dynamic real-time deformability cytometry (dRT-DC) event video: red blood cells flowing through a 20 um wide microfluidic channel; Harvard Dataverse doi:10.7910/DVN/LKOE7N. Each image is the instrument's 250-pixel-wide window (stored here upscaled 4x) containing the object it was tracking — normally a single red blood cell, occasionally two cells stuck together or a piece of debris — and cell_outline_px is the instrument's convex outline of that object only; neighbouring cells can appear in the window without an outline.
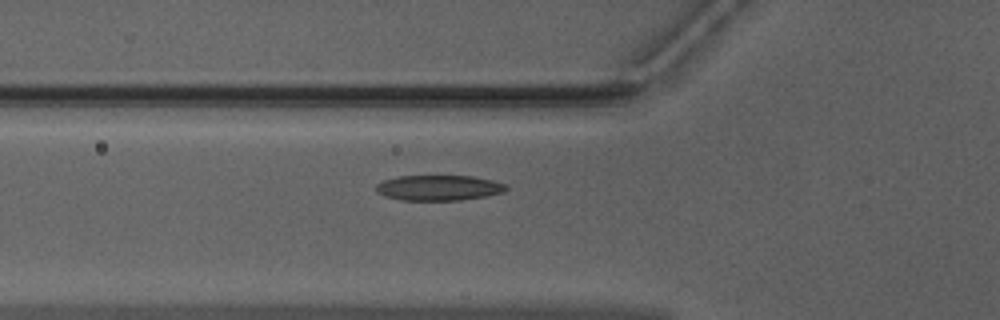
{"species": "Egyptian fruit bat (a non-hibernating species)", "species_latin": "Rousettus aegyptiacus", "temperature_condition": "warm", "stored_images_in_passage": 32, "camera_frame_rate_fps": 3000, "um_per_image_px": 0.085, "animal": {"sex": "male"}, "frame": {"image": 1, "passage_image": 3, "time_ms": 0.667, "image_size_px": [1000, 320], "cell_outline_px": [[508, 188], [504, 192], [484, 196], [460, 200], [400, 200], [384, 196], [376, 192], [376, 184], [384, 180], [396, 176], [472, 176], [492, 180], [504, 184]], "centroid_in_image_um": [37.25, 15.96], "position_along_channel_um": 88.5, "area_um2": 19.19}}
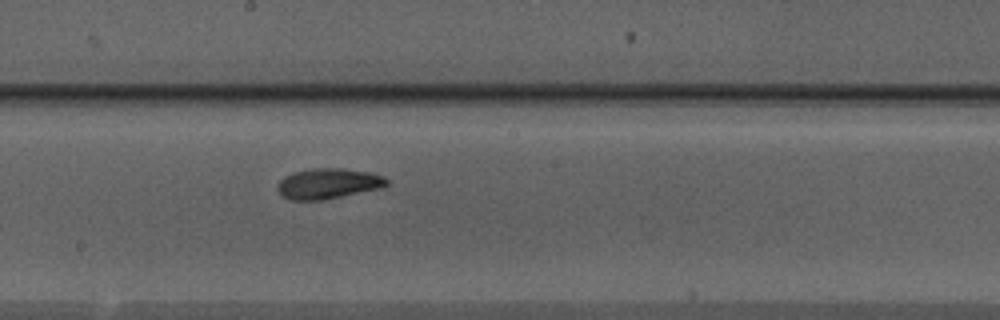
{"frame": {"image": 2, "passage_image": 13, "time_ms": 4.0, "image_size_px": [1000, 320], "cell_outline_px": [[388, 184], [384, 188], [324, 200], [292, 200], [284, 196], [276, 188], [280, 180], [284, 176], [296, 172], [312, 168], [344, 168], [372, 172], [384, 176], [388, 180]], "centroid_in_image_um": [27.96, 15.6], "position_along_channel_um": 220.2, "area_um2": 19.59}}
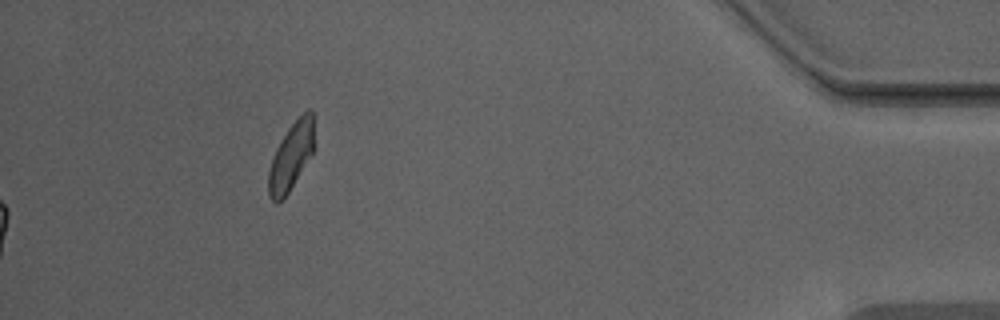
{"frame": {"image": 3, "passage_image": 32, "time_ms": 10.333, "image_size_px": [1000, 320], "cell_outline_px": [[312, 152], [288, 192], [276, 204], [268, 196], [268, 172], [276, 148], [280, 140], [288, 128], [308, 108], [312, 108]], "centroid_in_image_um": [24.69, 13.3], "position_along_channel_um": 410.5, "area_um2": 17.22}, "authors_computed_cell_mechanics": {"area_um2": 18.7561, "velocity_mm_per_s": 3.9426, "shape_relaxation_time_tau1_ms": 4.1549, "shape_relaxation_time_tau2_ms": 1.8905, "deformation_change_tau1": 0.147, "deformation_change_tau2": 0.0782}}